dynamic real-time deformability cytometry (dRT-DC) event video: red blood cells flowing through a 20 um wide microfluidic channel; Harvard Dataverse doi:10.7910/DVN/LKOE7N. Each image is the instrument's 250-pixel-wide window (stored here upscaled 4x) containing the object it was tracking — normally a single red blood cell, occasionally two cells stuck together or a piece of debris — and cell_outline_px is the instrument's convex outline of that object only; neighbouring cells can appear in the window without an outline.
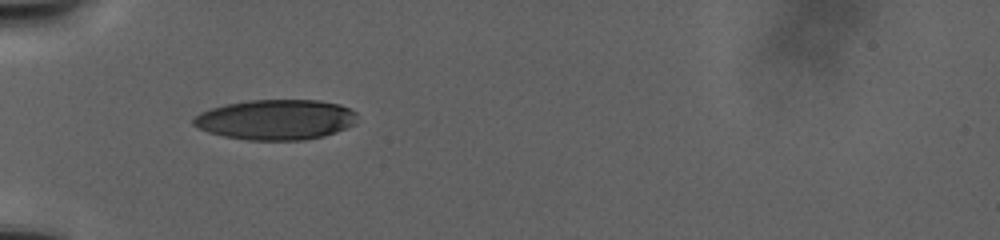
{"species": "human", "species_latin": "Homo sapiens", "temperature_condition": "warm", "stored_images_in_passage": 106, "camera_frame_rate_fps": 3000, "um_per_image_px": 0.085, "donor": {"sex": "male"}, "frame": {"image": 1, "passage_image": 1, "time_ms": 0.0, "image_size_px": [1000, 240], "cell_outline_px": [[356, 124], [336, 132], [324, 136], [304, 140], [248, 140], [224, 136], [208, 132], [192, 124], [192, 120], [200, 112], [224, 104], [248, 100], [320, 100], [340, 104], [356, 112]], "centroid_in_image_um": [23.47, 10.16], "position_along_channel_um": 61.5, "area_um2": 38.55}}
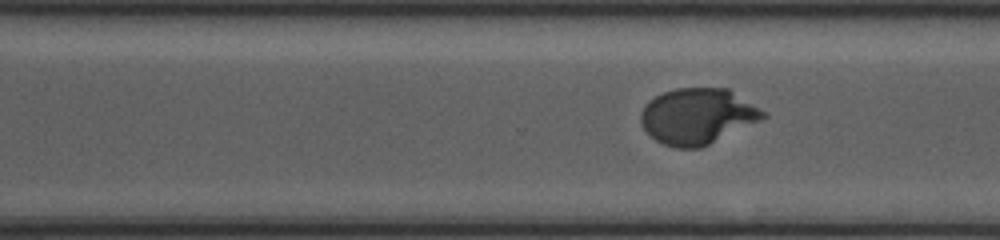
{"frame": {"image": 2, "passage_image": 56, "time_ms": 16.667, "image_size_px": [1000, 240], "cell_outline_px": [[768, 116], [760, 120], [700, 148], [676, 148], [664, 144], [656, 140], [644, 128], [640, 120], [640, 116], [644, 108], [656, 96], [664, 92], [676, 88], [728, 88], [768, 112]], "centroid_in_image_um": [59.33, 9.87], "position_along_channel_um": 311.3, "area_um2": 39.36}}
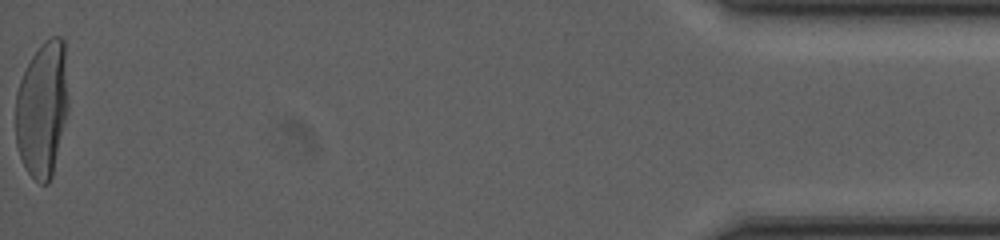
{"frame": {"image": 3, "passage_image": 105, "time_ms": 29.667, "image_size_px": [1000, 240], "cell_outline_px": [[68, 112], [52, 176], [48, 184], [40, 184], [28, 172], [20, 156], [16, 144], [16, 92], [20, 80], [32, 56], [44, 40], [52, 36], [60, 36], [64, 40], [68, 104]], "centroid_in_image_um": [3.6, 9.27], "position_along_channel_um": 431.6, "area_um2": 41.73}}